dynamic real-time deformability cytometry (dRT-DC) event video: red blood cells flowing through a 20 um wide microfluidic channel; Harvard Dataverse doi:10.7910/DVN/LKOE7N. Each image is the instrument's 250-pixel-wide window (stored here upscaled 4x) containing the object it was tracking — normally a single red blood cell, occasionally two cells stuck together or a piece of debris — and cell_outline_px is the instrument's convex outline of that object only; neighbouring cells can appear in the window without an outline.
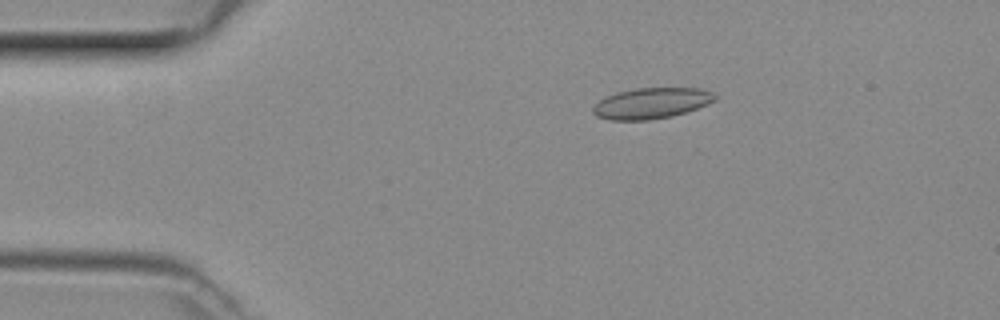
{"species": "common noctule bat (a hibernating species)", "species_latin": "Nyctalus noctula", "temperature_condition": "room temperature", "stored_images_in_passage": 48, "camera_frame_rate_fps": 3000, "um_per_image_px": 0.085, "animal": {"sex": "female", "body_mass_g": 29.2, "forearm_length_mm": 56.3}, "frame": {"image": 1, "passage_image": 9, "time_ms": 2.667, "image_size_px": [1000, 320], "cell_outline_px": [[716, 100], [708, 104], [672, 116], [648, 120], [608, 120], [596, 116], [592, 112], [592, 108], [604, 96], [616, 92], [636, 88], [700, 88], [712, 92], [716, 96]], "centroid_in_image_um": [55.34, 8.77], "position_along_channel_um": 29.7, "area_um2": 21.96}}
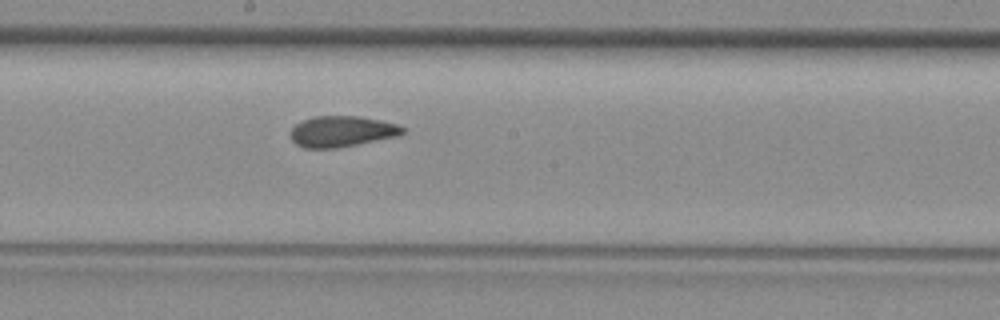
{"frame": {"image": 2, "passage_image": 26, "time_ms": 8.333, "image_size_px": [1000, 320], "cell_outline_px": [[404, 132], [396, 136], [356, 144], [332, 148], [304, 148], [296, 144], [292, 140], [292, 128], [296, 124], [312, 116], [360, 116], [380, 120], [396, 124], [404, 128]], "centroid_in_image_um": [29.03, 11.16], "position_along_channel_um": 219.2, "area_um2": 19.83}}
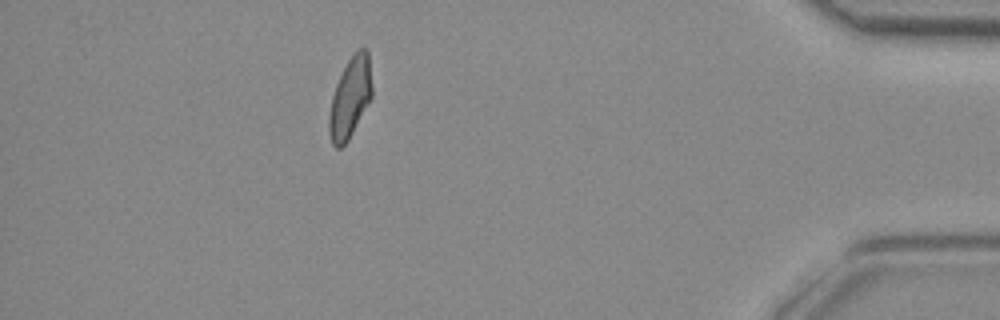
{"frame": {"image": 3, "passage_image": 43, "time_ms": 14.0, "image_size_px": [1000, 320], "cell_outline_px": [[372, 96], [348, 140], [340, 148], [336, 148], [332, 144], [328, 132], [328, 120], [332, 96], [336, 84], [348, 60], [356, 48], [368, 48], [372, 88]], "centroid_in_image_um": [29.76, 8.28], "position_along_channel_um": 405.4, "area_um2": 20.06}}